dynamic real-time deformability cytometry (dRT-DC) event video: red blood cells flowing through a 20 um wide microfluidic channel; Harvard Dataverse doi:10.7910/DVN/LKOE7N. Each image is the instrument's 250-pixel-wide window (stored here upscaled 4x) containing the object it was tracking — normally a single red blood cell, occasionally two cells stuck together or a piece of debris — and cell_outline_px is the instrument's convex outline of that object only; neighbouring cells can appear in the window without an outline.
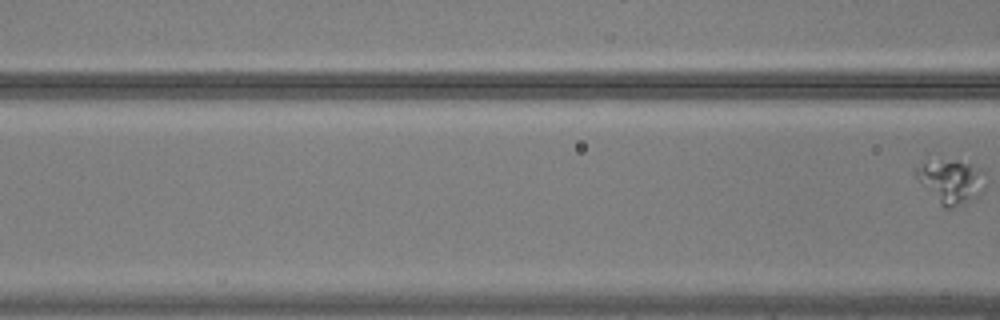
{"species": "common noctule bat (a hibernating species)", "species_latin": "Nyctalus noctula", "temperature_condition": "warm", "stored_images_in_passage": 9, "camera_frame_rate_fps": 3000, "um_per_image_px": 0.085, "animal": {"sex": "male", "body_mass_g": 20.5, "forearm_length_mm": 52.5}, "frame": {"image": 1, "passage_image": 8, "time_ms": 2.333, "image_size_px": [1000, 320], "cell_outline_px": [[560, 256], [552, 260], [420, 260], [408, 256], [416, 252], [456, 248], [560, 252]], "centroid_in_image_um": [41.13, 21.67], "position_along_channel_um": 125.5, "area_um2": 10.46}}